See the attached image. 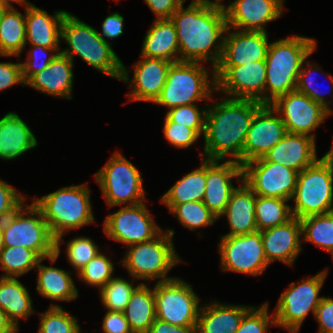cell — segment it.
<instances>
[{
  "instance_id": "f546056e",
  "label": "cell",
  "mask_w": 333,
  "mask_h": 333,
  "mask_svg": "<svg viewBox=\"0 0 333 333\" xmlns=\"http://www.w3.org/2000/svg\"><path fill=\"white\" fill-rule=\"evenodd\" d=\"M178 55L179 45L174 23L171 19H155L145 36L141 56L174 63L179 61Z\"/></svg>"
},
{
  "instance_id": "ac0fdd59",
  "label": "cell",
  "mask_w": 333,
  "mask_h": 333,
  "mask_svg": "<svg viewBox=\"0 0 333 333\" xmlns=\"http://www.w3.org/2000/svg\"><path fill=\"white\" fill-rule=\"evenodd\" d=\"M271 105H263L254 115L243 147V164L263 157L288 133Z\"/></svg>"
},
{
  "instance_id": "ffe728a7",
  "label": "cell",
  "mask_w": 333,
  "mask_h": 333,
  "mask_svg": "<svg viewBox=\"0 0 333 333\" xmlns=\"http://www.w3.org/2000/svg\"><path fill=\"white\" fill-rule=\"evenodd\" d=\"M284 0H235L225 7L227 27L242 31L266 32L265 23L282 14Z\"/></svg>"
},
{
  "instance_id": "277c9868",
  "label": "cell",
  "mask_w": 333,
  "mask_h": 333,
  "mask_svg": "<svg viewBox=\"0 0 333 333\" xmlns=\"http://www.w3.org/2000/svg\"><path fill=\"white\" fill-rule=\"evenodd\" d=\"M61 39L70 46V49L60 51L62 55L73 61V54H76L96 70L124 82L129 81L128 70L113 51L110 41L68 12L62 22Z\"/></svg>"
},
{
  "instance_id": "8fae6325",
  "label": "cell",
  "mask_w": 333,
  "mask_h": 333,
  "mask_svg": "<svg viewBox=\"0 0 333 333\" xmlns=\"http://www.w3.org/2000/svg\"><path fill=\"white\" fill-rule=\"evenodd\" d=\"M156 318L173 325L197 327L199 298L191 285L173 277L154 288Z\"/></svg>"
},
{
  "instance_id": "8d00e7d4",
  "label": "cell",
  "mask_w": 333,
  "mask_h": 333,
  "mask_svg": "<svg viewBox=\"0 0 333 333\" xmlns=\"http://www.w3.org/2000/svg\"><path fill=\"white\" fill-rule=\"evenodd\" d=\"M300 223L303 241L312 242L327 252L333 249V212L307 216L300 219Z\"/></svg>"
},
{
  "instance_id": "e0dca14e",
  "label": "cell",
  "mask_w": 333,
  "mask_h": 333,
  "mask_svg": "<svg viewBox=\"0 0 333 333\" xmlns=\"http://www.w3.org/2000/svg\"><path fill=\"white\" fill-rule=\"evenodd\" d=\"M270 105L275 113L282 116L288 133L303 134L314 139L315 135L310 132L331 114L321 104L296 90L278 97Z\"/></svg>"
},
{
  "instance_id": "44dd1931",
  "label": "cell",
  "mask_w": 333,
  "mask_h": 333,
  "mask_svg": "<svg viewBox=\"0 0 333 333\" xmlns=\"http://www.w3.org/2000/svg\"><path fill=\"white\" fill-rule=\"evenodd\" d=\"M269 45L265 32L235 30L224 35L222 56L217 66H241L265 60Z\"/></svg>"
},
{
  "instance_id": "f6af8a7d",
  "label": "cell",
  "mask_w": 333,
  "mask_h": 333,
  "mask_svg": "<svg viewBox=\"0 0 333 333\" xmlns=\"http://www.w3.org/2000/svg\"><path fill=\"white\" fill-rule=\"evenodd\" d=\"M275 325V317L268 315V303L252 307L242 318L236 333H267V327Z\"/></svg>"
},
{
  "instance_id": "836d02e7",
  "label": "cell",
  "mask_w": 333,
  "mask_h": 333,
  "mask_svg": "<svg viewBox=\"0 0 333 333\" xmlns=\"http://www.w3.org/2000/svg\"><path fill=\"white\" fill-rule=\"evenodd\" d=\"M26 46L25 16L14 8L0 11V56H20Z\"/></svg>"
},
{
  "instance_id": "9f6ffc18",
  "label": "cell",
  "mask_w": 333,
  "mask_h": 333,
  "mask_svg": "<svg viewBox=\"0 0 333 333\" xmlns=\"http://www.w3.org/2000/svg\"><path fill=\"white\" fill-rule=\"evenodd\" d=\"M147 333H196V327L173 325L156 318Z\"/></svg>"
},
{
  "instance_id": "94428289",
  "label": "cell",
  "mask_w": 333,
  "mask_h": 333,
  "mask_svg": "<svg viewBox=\"0 0 333 333\" xmlns=\"http://www.w3.org/2000/svg\"><path fill=\"white\" fill-rule=\"evenodd\" d=\"M324 157L330 162V164L333 166V145L330 151H328Z\"/></svg>"
},
{
  "instance_id": "8992f818",
  "label": "cell",
  "mask_w": 333,
  "mask_h": 333,
  "mask_svg": "<svg viewBox=\"0 0 333 333\" xmlns=\"http://www.w3.org/2000/svg\"><path fill=\"white\" fill-rule=\"evenodd\" d=\"M23 205L1 221L4 247H27L41 258H48L54 263L59 257V253H56V238L41 210L33 202L26 206V211Z\"/></svg>"
},
{
  "instance_id": "816d5d0a",
  "label": "cell",
  "mask_w": 333,
  "mask_h": 333,
  "mask_svg": "<svg viewBox=\"0 0 333 333\" xmlns=\"http://www.w3.org/2000/svg\"><path fill=\"white\" fill-rule=\"evenodd\" d=\"M19 83L25 84L21 63H0V91Z\"/></svg>"
},
{
  "instance_id": "db71d44e",
  "label": "cell",
  "mask_w": 333,
  "mask_h": 333,
  "mask_svg": "<svg viewBox=\"0 0 333 333\" xmlns=\"http://www.w3.org/2000/svg\"><path fill=\"white\" fill-rule=\"evenodd\" d=\"M149 8L157 15V20L170 19L172 14L181 6L179 0H144Z\"/></svg>"
},
{
  "instance_id": "7dc6e473",
  "label": "cell",
  "mask_w": 333,
  "mask_h": 333,
  "mask_svg": "<svg viewBox=\"0 0 333 333\" xmlns=\"http://www.w3.org/2000/svg\"><path fill=\"white\" fill-rule=\"evenodd\" d=\"M33 49L29 52V56H28V61L21 63V67H22V76H23V80L26 83L33 75H35L38 72H41L44 68H46L49 63L60 53L59 48H45L42 46H36V45H32ZM42 51V52H41ZM52 52V51H58L56 54H51L50 57L48 56L44 58H40L39 56V52L42 55V53H46V55L48 54V52ZM38 53V54H37ZM39 59L40 60L39 62ZM39 62V63H38Z\"/></svg>"
},
{
  "instance_id": "7c38bea8",
  "label": "cell",
  "mask_w": 333,
  "mask_h": 333,
  "mask_svg": "<svg viewBox=\"0 0 333 333\" xmlns=\"http://www.w3.org/2000/svg\"><path fill=\"white\" fill-rule=\"evenodd\" d=\"M327 273L326 269L307 280H301L298 286L292 283L281 294L274 315H270L275 317V326L284 327L291 333H298L305 317L310 311L315 314L323 298L319 297V292Z\"/></svg>"
},
{
  "instance_id": "d4e9b609",
  "label": "cell",
  "mask_w": 333,
  "mask_h": 333,
  "mask_svg": "<svg viewBox=\"0 0 333 333\" xmlns=\"http://www.w3.org/2000/svg\"><path fill=\"white\" fill-rule=\"evenodd\" d=\"M26 43L45 48H59L61 26L66 11H57L51 16L33 4L25 7Z\"/></svg>"
},
{
  "instance_id": "4fadbf2b",
  "label": "cell",
  "mask_w": 333,
  "mask_h": 333,
  "mask_svg": "<svg viewBox=\"0 0 333 333\" xmlns=\"http://www.w3.org/2000/svg\"><path fill=\"white\" fill-rule=\"evenodd\" d=\"M243 181L258 196L292 199L298 172L264 157L242 165Z\"/></svg>"
},
{
  "instance_id": "5bb4252c",
  "label": "cell",
  "mask_w": 333,
  "mask_h": 333,
  "mask_svg": "<svg viewBox=\"0 0 333 333\" xmlns=\"http://www.w3.org/2000/svg\"><path fill=\"white\" fill-rule=\"evenodd\" d=\"M216 90L233 99L254 100L266 105V63L254 61L241 66H216Z\"/></svg>"
},
{
  "instance_id": "7bdbcfd3",
  "label": "cell",
  "mask_w": 333,
  "mask_h": 333,
  "mask_svg": "<svg viewBox=\"0 0 333 333\" xmlns=\"http://www.w3.org/2000/svg\"><path fill=\"white\" fill-rule=\"evenodd\" d=\"M206 111L197 109L195 104L169 109L166 117L179 125L192 128L199 136L205 133Z\"/></svg>"
},
{
  "instance_id": "b9f144b4",
  "label": "cell",
  "mask_w": 333,
  "mask_h": 333,
  "mask_svg": "<svg viewBox=\"0 0 333 333\" xmlns=\"http://www.w3.org/2000/svg\"><path fill=\"white\" fill-rule=\"evenodd\" d=\"M113 267L111 260L103 253H99L78 272V276L87 284L101 289L113 278Z\"/></svg>"
},
{
  "instance_id": "d590c367",
  "label": "cell",
  "mask_w": 333,
  "mask_h": 333,
  "mask_svg": "<svg viewBox=\"0 0 333 333\" xmlns=\"http://www.w3.org/2000/svg\"><path fill=\"white\" fill-rule=\"evenodd\" d=\"M289 200L258 196L255 204V221L257 231L282 225L293 218Z\"/></svg>"
},
{
  "instance_id": "4dcf8cb0",
  "label": "cell",
  "mask_w": 333,
  "mask_h": 333,
  "mask_svg": "<svg viewBox=\"0 0 333 333\" xmlns=\"http://www.w3.org/2000/svg\"><path fill=\"white\" fill-rule=\"evenodd\" d=\"M123 313L133 333H147L156 319L154 288L137 285Z\"/></svg>"
},
{
  "instance_id": "484cf974",
  "label": "cell",
  "mask_w": 333,
  "mask_h": 333,
  "mask_svg": "<svg viewBox=\"0 0 333 333\" xmlns=\"http://www.w3.org/2000/svg\"><path fill=\"white\" fill-rule=\"evenodd\" d=\"M73 61L59 53L41 72L33 75L26 83L43 93L71 99L73 87Z\"/></svg>"
},
{
  "instance_id": "f35d334b",
  "label": "cell",
  "mask_w": 333,
  "mask_h": 333,
  "mask_svg": "<svg viewBox=\"0 0 333 333\" xmlns=\"http://www.w3.org/2000/svg\"><path fill=\"white\" fill-rule=\"evenodd\" d=\"M169 212L175 214L179 222L189 229L214 224L217 218L203 201H193L180 205H167Z\"/></svg>"
},
{
  "instance_id": "cb8c5ba5",
  "label": "cell",
  "mask_w": 333,
  "mask_h": 333,
  "mask_svg": "<svg viewBox=\"0 0 333 333\" xmlns=\"http://www.w3.org/2000/svg\"><path fill=\"white\" fill-rule=\"evenodd\" d=\"M315 145L313 137L287 133L263 157L269 162L282 164L299 173L318 159Z\"/></svg>"
},
{
  "instance_id": "83f0119b",
  "label": "cell",
  "mask_w": 333,
  "mask_h": 333,
  "mask_svg": "<svg viewBox=\"0 0 333 333\" xmlns=\"http://www.w3.org/2000/svg\"><path fill=\"white\" fill-rule=\"evenodd\" d=\"M252 306L219 304L200 308L196 333H236L243 316Z\"/></svg>"
},
{
  "instance_id": "ee69618b",
  "label": "cell",
  "mask_w": 333,
  "mask_h": 333,
  "mask_svg": "<svg viewBox=\"0 0 333 333\" xmlns=\"http://www.w3.org/2000/svg\"><path fill=\"white\" fill-rule=\"evenodd\" d=\"M66 250L68 261L77 269V273L100 253L92 239L83 236L72 239Z\"/></svg>"
},
{
  "instance_id": "680465c9",
  "label": "cell",
  "mask_w": 333,
  "mask_h": 333,
  "mask_svg": "<svg viewBox=\"0 0 333 333\" xmlns=\"http://www.w3.org/2000/svg\"><path fill=\"white\" fill-rule=\"evenodd\" d=\"M179 2L183 5L184 0H179ZM221 2L222 0H216L215 2L211 0H192L191 5H202L207 7L224 6Z\"/></svg>"
},
{
  "instance_id": "6125c7cd",
  "label": "cell",
  "mask_w": 333,
  "mask_h": 333,
  "mask_svg": "<svg viewBox=\"0 0 333 333\" xmlns=\"http://www.w3.org/2000/svg\"><path fill=\"white\" fill-rule=\"evenodd\" d=\"M4 249V243H3V234H2V228H1V222H0V256L1 252Z\"/></svg>"
},
{
  "instance_id": "9a60e30c",
  "label": "cell",
  "mask_w": 333,
  "mask_h": 333,
  "mask_svg": "<svg viewBox=\"0 0 333 333\" xmlns=\"http://www.w3.org/2000/svg\"><path fill=\"white\" fill-rule=\"evenodd\" d=\"M218 247L221 269L225 272L235 271L257 276L263 274L269 265L264 253L261 231L222 236Z\"/></svg>"
},
{
  "instance_id": "ab89813d",
  "label": "cell",
  "mask_w": 333,
  "mask_h": 333,
  "mask_svg": "<svg viewBox=\"0 0 333 333\" xmlns=\"http://www.w3.org/2000/svg\"><path fill=\"white\" fill-rule=\"evenodd\" d=\"M40 316L39 333H80L77 319L57 304H51Z\"/></svg>"
},
{
  "instance_id": "1f68e13d",
  "label": "cell",
  "mask_w": 333,
  "mask_h": 333,
  "mask_svg": "<svg viewBox=\"0 0 333 333\" xmlns=\"http://www.w3.org/2000/svg\"><path fill=\"white\" fill-rule=\"evenodd\" d=\"M0 307L16 328L20 318L34 313L29 292L16 277L0 278Z\"/></svg>"
},
{
  "instance_id": "4316f807",
  "label": "cell",
  "mask_w": 333,
  "mask_h": 333,
  "mask_svg": "<svg viewBox=\"0 0 333 333\" xmlns=\"http://www.w3.org/2000/svg\"><path fill=\"white\" fill-rule=\"evenodd\" d=\"M231 194L223 215L227 216L230 232L224 236L245 235L257 231L255 204L257 195L242 181ZM256 196V197H255Z\"/></svg>"
},
{
  "instance_id": "2e32d148",
  "label": "cell",
  "mask_w": 333,
  "mask_h": 333,
  "mask_svg": "<svg viewBox=\"0 0 333 333\" xmlns=\"http://www.w3.org/2000/svg\"><path fill=\"white\" fill-rule=\"evenodd\" d=\"M103 224L108 237L127 246L153 240L161 233L144 203L127 205L107 215Z\"/></svg>"
},
{
  "instance_id": "74e56055",
  "label": "cell",
  "mask_w": 333,
  "mask_h": 333,
  "mask_svg": "<svg viewBox=\"0 0 333 333\" xmlns=\"http://www.w3.org/2000/svg\"><path fill=\"white\" fill-rule=\"evenodd\" d=\"M41 257L27 247H4L0 256L1 269L6 271L3 277L21 276L37 267Z\"/></svg>"
},
{
  "instance_id": "3957f363",
  "label": "cell",
  "mask_w": 333,
  "mask_h": 333,
  "mask_svg": "<svg viewBox=\"0 0 333 333\" xmlns=\"http://www.w3.org/2000/svg\"><path fill=\"white\" fill-rule=\"evenodd\" d=\"M316 49L313 38L292 36L270 43L266 63V105H270L278 97L296 90L298 74L301 65L306 63L310 70L317 71L319 67L312 66L306 58Z\"/></svg>"
},
{
  "instance_id": "bcb514c9",
  "label": "cell",
  "mask_w": 333,
  "mask_h": 333,
  "mask_svg": "<svg viewBox=\"0 0 333 333\" xmlns=\"http://www.w3.org/2000/svg\"><path fill=\"white\" fill-rule=\"evenodd\" d=\"M163 132L168 142L178 148H187L200 137L192 128L171 122L166 116Z\"/></svg>"
},
{
  "instance_id": "d6986e66",
  "label": "cell",
  "mask_w": 333,
  "mask_h": 333,
  "mask_svg": "<svg viewBox=\"0 0 333 333\" xmlns=\"http://www.w3.org/2000/svg\"><path fill=\"white\" fill-rule=\"evenodd\" d=\"M219 160L206 159V184L203 203L219 219L225 211L233 187L231 179L243 181L242 165L237 161L227 160L219 164Z\"/></svg>"
},
{
  "instance_id": "5b68a950",
  "label": "cell",
  "mask_w": 333,
  "mask_h": 333,
  "mask_svg": "<svg viewBox=\"0 0 333 333\" xmlns=\"http://www.w3.org/2000/svg\"><path fill=\"white\" fill-rule=\"evenodd\" d=\"M42 212L52 235L56 238V253L60 254L64 231L94 223L90 190L83 185L63 187L33 202Z\"/></svg>"
},
{
  "instance_id": "e575fe53",
  "label": "cell",
  "mask_w": 333,
  "mask_h": 333,
  "mask_svg": "<svg viewBox=\"0 0 333 333\" xmlns=\"http://www.w3.org/2000/svg\"><path fill=\"white\" fill-rule=\"evenodd\" d=\"M206 184V159L202 165L177 181L160 199L166 205L202 201Z\"/></svg>"
},
{
  "instance_id": "60d3db41",
  "label": "cell",
  "mask_w": 333,
  "mask_h": 333,
  "mask_svg": "<svg viewBox=\"0 0 333 333\" xmlns=\"http://www.w3.org/2000/svg\"><path fill=\"white\" fill-rule=\"evenodd\" d=\"M125 279L112 278L101 289L100 297L109 311L124 312L136 287Z\"/></svg>"
},
{
  "instance_id": "681fc988",
  "label": "cell",
  "mask_w": 333,
  "mask_h": 333,
  "mask_svg": "<svg viewBox=\"0 0 333 333\" xmlns=\"http://www.w3.org/2000/svg\"><path fill=\"white\" fill-rule=\"evenodd\" d=\"M307 68L308 67L303 68L301 65V69L298 74L296 91L307 95L316 103L321 104L324 108H326L332 114L333 111L331 110V108H329V105H328L329 102L326 101V99L323 97V94L316 91V88L313 87L314 86L313 77H312V74H309L310 70L308 71ZM328 93L330 94V91Z\"/></svg>"
},
{
  "instance_id": "c3c4849f",
  "label": "cell",
  "mask_w": 333,
  "mask_h": 333,
  "mask_svg": "<svg viewBox=\"0 0 333 333\" xmlns=\"http://www.w3.org/2000/svg\"><path fill=\"white\" fill-rule=\"evenodd\" d=\"M24 199V196L0 180V222L14 213L23 204Z\"/></svg>"
},
{
  "instance_id": "11a10c76",
  "label": "cell",
  "mask_w": 333,
  "mask_h": 333,
  "mask_svg": "<svg viewBox=\"0 0 333 333\" xmlns=\"http://www.w3.org/2000/svg\"><path fill=\"white\" fill-rule=\"evenodd\" d=\"M123 21L124 18L115 12L112 15H108L102 24V34L99 35L105 39L107 38H117L123 34Z\"/></svg>"
},
{
  "instance_id": "6da1fadb",
  "label": "cell",
  "mask_w": 333,
  "mask_h": 333,
  "mask_svg": "<svg viewBox=\"0 0 333 333\" xmlns=\"http://www.w3.org/2000/svg\"><path fill=\"white\" fill-rule=\"evenodd\" d=\"M174 23L179 45V61L203 62L210 60L214 69L223 50V33L227 27L224 6L181 5L170 18ZM220 43H216V41ZM215 43L217 45H215ZM212 46L215 47L210 52ZM217 48V49H216ZM211 53V55H210Z\"/></svg>"
},
{
  "instance_id": "52a82bcc",
  "label": "cell",
  "mask_w": 333,
  "mask_h": 333,
  "mask_svg": "<svg viewBox=\"0 0 333 333\" xmlns=\"http://www.w3.org/2000/svg\"><path fill=\"white\" fill-rule=\"evenodd\" d=\"M292 198L298 219L333 212V166L324 156L298 173Z\"/></svg>"
},
{
  "instance_id": "d6a6232c",
  "label": "cell",
  "mask_w": 333,
  "mask_h": 333,
  "mask_svg": "<svg viewBox=\"0 0 333 333\" xmlns=\"http://www.w3.org/2000/svg\"><path fill=\"white\" fill-rule=\"evenodd\" d=\"M44 259L46 258H41L37 265L39 273L36 290L52 300L72 301L78 297V290L70 274L56 267L40 264Z\"/></svg>"
},
{
  "instance_id": "7402d4cb",
  "label": "cell",
  "mask_w": 333,
  "mask_h": 333,
  "mask_svg": "<svg viewBox=\"0 0 333 333\" xmlns=\"http://www.w3.org/2000/svg\"><path fill=\"white\" fill-rule=\"evenodd\" d=\"M301 235L302 226L300 219L296 217L282 225L262 230L261 237L268 263L280 260L293 265L301 251Z\"/></svg>"
},
{
  "instance_id": "91938a15",
  "label": "cell",
  "mask_w": 333,
  "mask_h": 333,
  "mask_svg": "<svg viewBox=\"0 0 333 333\" xmlns=\"http://www.w3.org/2000/svg\"><path fill=\"white\" fill-rule=\"evenodd\" d=\"M10 1L21 3L22 5H25V7L31 4L26 0H0V3L2 4L3 8H14V6L11 5Z\"/></svg>"
},
{
  "instance_id": "ba28073f",
  "label": "cell",
  "mask_w": 333,
  "mask_h": 333,
  "mask_svg": "<svg viewBox=\"0 0 333 333\" xmlns=\"http://www.w3.org/2000/svg\"><path fill=\"white\" fill-rule=\"evenodd\" d=\"M212 77L210 82L213 88L209 85L205 67L195 62H174L170 65L161 94L154 103L171 109L211 99L210 93L216 90L214 75Z\"/></svg>"
},
{
  "instance_id": "30bf717a",
  "label": "cell",
  "mask_w": 333,
  "mask_h": 333,
  "mask_svg": "<svg viewBox=\"0 0 333 333\" xmlns=\"http://www.w3.org/2000/svg\"><path fill=\"white\" fill-rule=\"evenodd\" d=\"M141 175L130 161L117 152L95 174V179L111 208L128 201L129 206L143 203L145 191Z\"/></svg>"
},
{
  "instance_id": "be15d7a7",
  "label": "cell",
  "mask_w": 333,
  "mask_h": 333,
  "mask_svg": "<svg viewBox=\"0 0 333 333\" xmlns=\"http://www.w3.org/2000/svg\"><path fill=\"white\" fill-rule=\"evenodd\" d=\"M331 255H332V257H333V249L329 252Z\"/></svg>"
},
{
  "instance_id": "9c48e42d",
  "label": "cell",
  "mask_w": 333,
  "mask_h": 333,
  "mask_svg": "<svg viewBox=\"0 0 333 333\" xmlns=\"http://www.w3.org/2000/svg\"><path fill=\"white\" fill-rule=\"evenodd\" d=\"M153 240L133 244L128 247V252L121 261L133 278L161 281L173 279L167 277L168 271L178 264L181 259L174 250L172 243L174 230H165Z\"/></svg>"
},
{
  "instance_id": "f5cc1de1",
  "label": "cell",
  "mask_w": 333,
  "mask_h": 333,
  "mask_svg": "<svg viewBox=\"0 0 333 333\" xmlns=\"http://www.w3.org/2000/svg\"><path fill=\"white\" fill-rule=\"evenodd\" d=\"M102 328L105 333H133L123 312L108 310Z\"/></svg>"
},
{
  "instance_id": "7a4b0ae2",
  "label": "cell",
  "mask_w": 333,
  "mask_h": 333,
  "mask_svg": "<svg viewBox=\"0 0 333 333\" xmlns=\"http://www.w3.org/2000/svg\"><path fill=\"white\" fill-rule=\"evenodd\" d=\"M206 111L204 154L207 160L233 161L243 165V147L255 113L263 106L258 101L221 99Z\"/></svg>"
},
{
  "instance_id": "603a6c76",
  "label": "cell",
  "mask_w": 333,
  "mask_h": 333,
  "mask_svg": "<svg viewBox=\"0 0 333 333\" xmlns=\"http://www.w3.org/2000/svg\"><path fill=\"white\" fill-rule=\"evenodd\" d=\"M141 57L140 61L134 63L130 100L155 102L161 94L172 62L161 58Z\"/></svg>"
},
{
  "instance_id": "f907efd6",
  "label": "cell",
  "mask_w": 333,
  "mask_h": 333,
  "mask_svg": "<svg viewBox=\"0 0 333 333\" xmlns=\"http://www.w3.org/2000/svg\"><path fill=\"white\" fill-rule=\"evenodd\" d=\"M320 329L319 333H333V299L328 296L323 297L315 310Z\"/></svg>"
},
{
  "instance_id": "f1b7e54d",
  "label": "cell",
  "mask_w": 333,
  "mask_h": 333,
  "mask_svg": "<svg viewBox=\"0 0 333 333\" xmlns=\"http://www.w3.org/2000/svg\"><path fill=\"white\" fill-rule=\"evenodd\" d=\"M37 146L27 124L14 112L0 119V158L11 160Z\"/></svg>"
},
{
  "instance_id": "6f0895ef",
  "label": "cell",
  "mask_w": 333,
  "mask_h": 333,
  "mask_svg": "<svg viewBox=\"0 0 333 333\" xmlns=\"http://www.w3.org/2000/svg\"><path fill=\"white\" fill-rule=\"evenodd\" d=\"M18 330L8 319L5 311L0 307V333H17Z\"/></svg>"
}]
</instances>
